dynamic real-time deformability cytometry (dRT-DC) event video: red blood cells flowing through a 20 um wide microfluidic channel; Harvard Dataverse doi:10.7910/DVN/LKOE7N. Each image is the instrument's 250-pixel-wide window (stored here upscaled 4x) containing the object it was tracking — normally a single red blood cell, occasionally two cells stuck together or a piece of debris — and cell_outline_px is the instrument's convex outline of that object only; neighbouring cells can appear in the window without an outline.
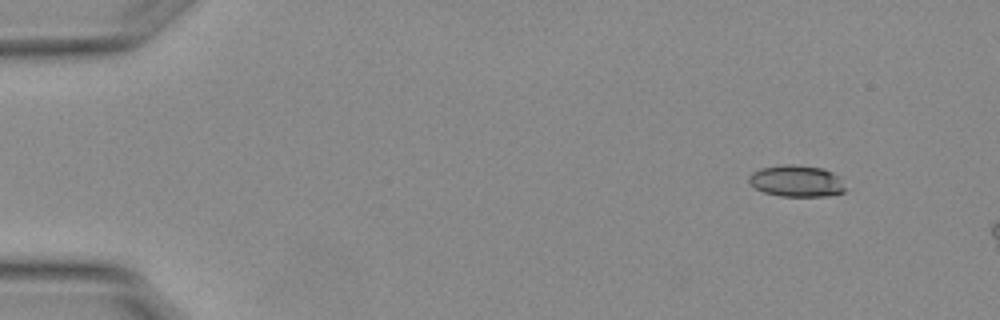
{"species": "Egyptian fruit bat (a non-hibernating species)", "species_latin": "Rousettus aegyptiacus", "temperature_condition": "warm", "stored_images_in_passage": 7, "camera_frame_rate_fps": 3000, "um_per_image_px": 0.085, "animal": {"sex": "female"}, "frame": {"image": 1, "passage_image": 1, "time_ms": 0.0, "image_size_px": [1000, 320], "cell_outline_px": [[848, 188], [844, 192], [824, 196], [780, 196], [764, 192], [756, 188], [748, 180], [748, 176], [752, 172], [760, 168], [784, 164], [792, 164], [824, 168], [840, 176]], "centroid_in_image_um": [67.75, 15.38], "position_along_channel_um": 17.2, "area_um2": 17.98}}